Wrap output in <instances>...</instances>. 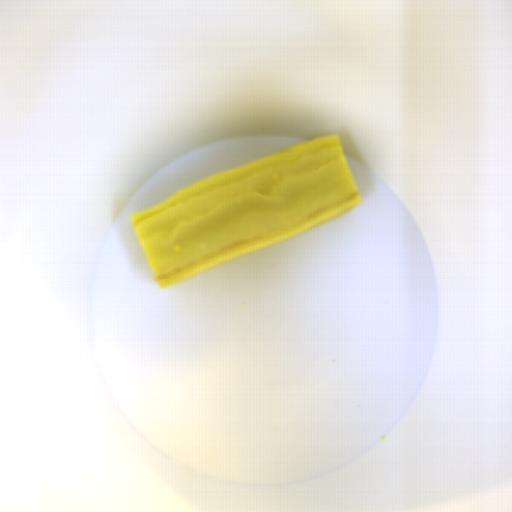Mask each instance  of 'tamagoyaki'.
<instances>
[{
  "mask_svg": "<svg viewBox=\"0 0 512 512\" xmlns=\"http://www.w3.org/2000/svg\"><path fill=\"white\" fill-rule=\"evenodd\" d=\"M361 197L339 135L283 149L186 186L131 222L166 287L308 230Z\"/></svg>",
  "mask_w": 512,
  "mask_h": 512,
  "instance_id": "1",
  "label": "tamagoyaki"
}]
</instances>
